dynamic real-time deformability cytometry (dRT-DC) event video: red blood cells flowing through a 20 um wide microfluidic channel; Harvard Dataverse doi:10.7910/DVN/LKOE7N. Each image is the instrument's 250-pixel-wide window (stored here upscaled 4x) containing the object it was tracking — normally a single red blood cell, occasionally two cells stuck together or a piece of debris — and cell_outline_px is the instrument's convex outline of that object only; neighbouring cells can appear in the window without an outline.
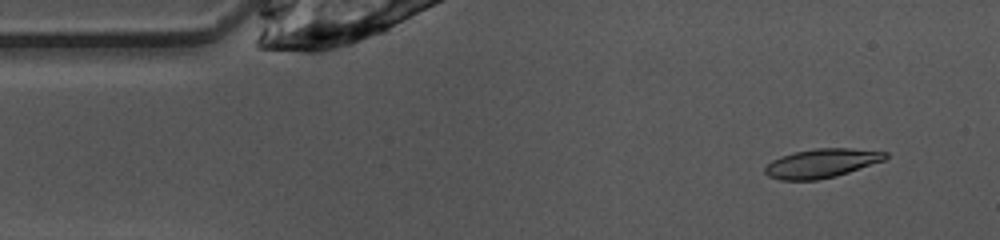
{"species": "common noctule bat (a hibernating species)", "species_latin": "Nyctalus noctula", "temperature_condition": "warm", "stored_images_in_passage": 48, "camera_frame_rate_fps": 3000, "um_per_image_px": 0.085, "animal": {"sex": "female", "body_mass_g": 10.0, "forearm_length_mm": 53.1}, "frame": {"image": 1, "passage_image": 4, "time_ms": 1.0, "image_size_px": [1000, 240], "cell_outline_px": [[888, 156], [884, 160], [836, 176], [816, 180], [780, 180], [768, 176], [764, 172], [764, 168], [772, 160], [780, 156], [796, 152], [816, 148], [848, 148], [888, 152]], "centroid_in_image_um": [69.81, 13.88], "position_along_channel_um": 15.2, "area_um2": 20.17}}
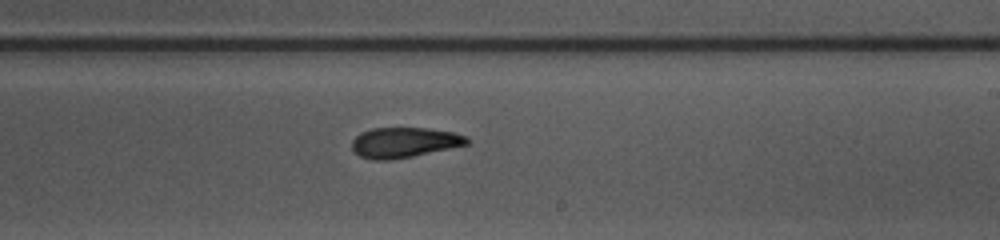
{"frame": {"image": 2, "passage_image": 27, "time_ms": 8.667, "image_size_px": [1000, 240], "cell_outline_px": [[468, 144], [412, 156], [388, 160], [372, 160], [360, 156], [352, 148], [352, 140], [360, 132], [372, 128], [428, 128], [456, 132], [468, 136]], "centroid_in_image_um": [34.36, 12.09], "position_along_channel_um": 254.6, "area_um2": 20.23}}
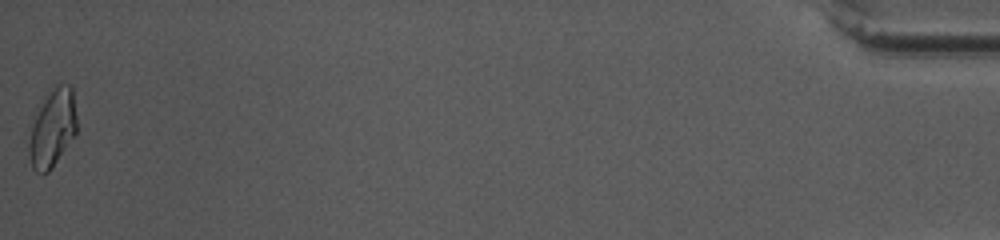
{"frame": {"image": 3, "passage_image": 48, "time_ms": 15.667, "image_size_px": [1000, 240], "cell_outline_px": [[76, 136], [52, 168], [48, 172], [36, 172], [32, 168], [28, 152], [28, 140], [36, 104], [56, 84], [68, 84], [72, 88], [76, 116]], "centroid_in_image_um": [4.43, 10.87], "position_along_channel_um": 430.8, "area_um2": 22.37}, "authors_computed_cell_mechanics": {"area_um2": 20.5768, "velocity_mm_per_s": 4.0434, "shape_relaxation_time_tau1_ms": 4.1228, "shape_relaxation_time_tau2_ms": 2.8788, "deformation_change_tau1": 0.1582, "deformation_change_tau2": 0.1038}}